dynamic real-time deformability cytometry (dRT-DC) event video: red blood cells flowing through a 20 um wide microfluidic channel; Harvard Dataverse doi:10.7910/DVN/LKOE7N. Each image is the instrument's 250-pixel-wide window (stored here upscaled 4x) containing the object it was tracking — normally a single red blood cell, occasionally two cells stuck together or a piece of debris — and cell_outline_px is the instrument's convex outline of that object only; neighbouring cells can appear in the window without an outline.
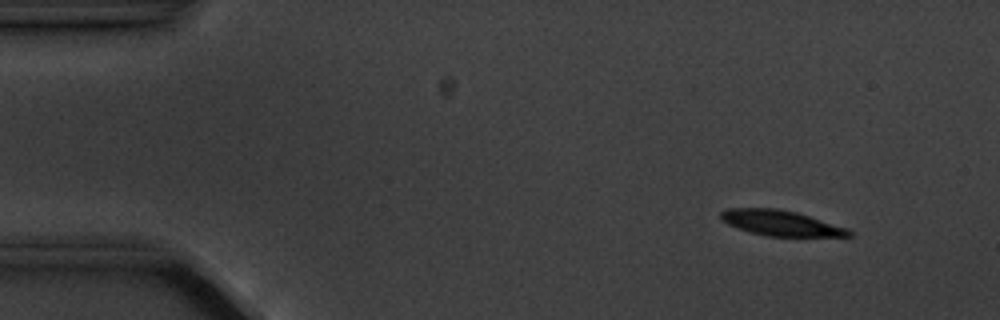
{"species": "common noctule bat (a hibernating species)", "species_latin": "Nyctalus noctula", "temperature_condition": "cold", "stored_images_in_passage": 5, "camera_frame_rate_fps": 3000, "um_per_image_px": 0.085, "animal": {"sex": "male", "body_mass_g": 20.1, "forearm_length_mm": 53.5}, "frame": {"image": 1, "passage_image": 2, "time_ms": 1.333, "image_size_px": [1000, 320], "cell_outline_px": [[852, 236], [768, 236], [748, 232], [728, 224], [720, 220], [720, 212], [724, 208], [776, 208], [796, 212], [848, 228], [852, 232]], "centroid_in_image_um": [66.32, 18.95], "position_along_channel_um": 18.7, "area_um2": 18.96}}